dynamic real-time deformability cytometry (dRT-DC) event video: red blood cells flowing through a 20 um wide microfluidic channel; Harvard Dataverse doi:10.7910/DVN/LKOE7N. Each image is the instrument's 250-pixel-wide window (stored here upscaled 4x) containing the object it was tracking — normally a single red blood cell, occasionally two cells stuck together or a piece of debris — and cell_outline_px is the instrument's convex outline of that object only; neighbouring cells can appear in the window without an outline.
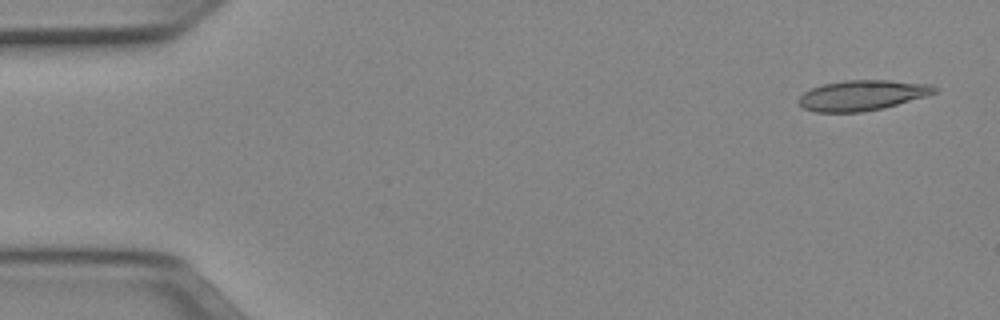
{"species": "Egyptian fruit bat (a non-hibernating species)", "species_latin": "Rousettus aegyptiacus", "temperature_condition": "cold", "stored_images_in_passage": 50, "camera_frame_rate_fps": 3000, "um_per_image_px": 0.085, "animal": {"sex": "female"}, "frame": {"image": 1, "passage_image": 2, "time_ms": 0.333, "image_size_px": [1000, 320], "cell_outline_px": [[936, 92], [924, 96], [884, 108], [860, 112], [816, 112], [804, 108], [796, 100], [804, 92], [812, 88], [824, 84], [844, 80], [888, 80], [932, 84], [936, 88]], "centroid_in_image_um": [73.26, 8.1], "position_along_channel_um": 11.7, "area_um2": 23.81}}
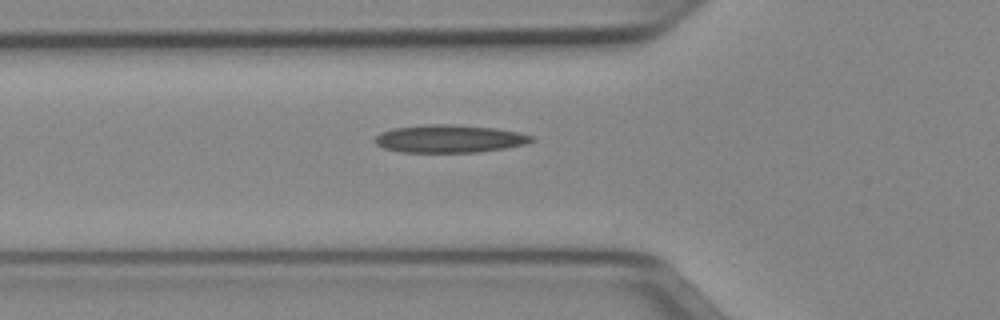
{"frame": {"image": 2, "passage_image": 17, "time_ms": 5.333, "image_size_px": [1000, 320], "cell_outline_px": [[536, 140], [524, 144], [504, 148], [476, 152], [400, 152], [384, 148], [376, 144], [376, 136], [380, 132], [392, 128], [424, 124], [452, 124], [496, 128], [516, 132], [532, 136]], "centroid_in_image_um": [38.17, 11.78], "position_along_channel_um": 87.6, "area_um2": 25.32}}
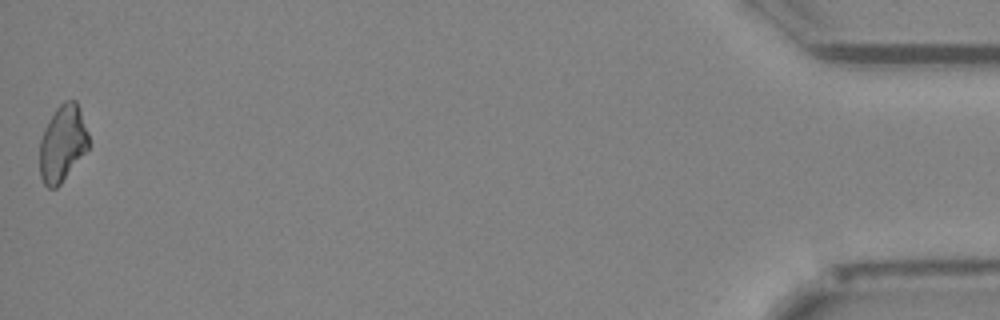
{"frame": {"image": 3, "passage_image": 50, "time_ms": 16.333, "image_size_px": [1000, 320], "cell_outline_px": [[88, 148], [60, 184], [56, 188], [48, 188], [44, 184], [40, 176], [40, 140], [44, 128], [48, 120], [56, 108], [64, 100], [76, 100], [88, 132]], "centroid_in_image_um": [5.29, 12.18], "position_along_channel_um": 429.9, "area_um2": 21.62}, "authors_computed_cell_mechanics": {"area_um2": 23.409, "velocity_mm_per_s": 3.9728, "shape_relaxation_time_tau1_ms": null, "shape_relaxation_time_tau2_ms": 11.0032, "deformation_change_tau1": null, "deformation_change_tau2": 0.2525}}